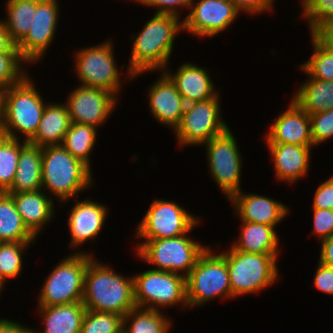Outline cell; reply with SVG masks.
Instances as JSON below:
<instances>
[{
	"mask_svg": "<svg viewBox=\"0 0 333 333\" xmlns=\"http://www.w3.org/2000/svg\"><path fill=\"white\" fill-rule=\"evenodd\" d=\"M193 0H139V4L157 8L156 14H170L179 16V8H191Z\"/></svg>",
	"mask_w": 333,
	"mask_h": 333,
	"instance_id": "cell-41",
	"label": "cell"
},
{
	"mask_svg": "<svg viewBox=\"0 0 333 333\" xmlns=\"http://www.w3.org/2000/svg\"><path fill=\"white\" fill-rule=\"evenodd\" d=\"M302 1V6L308 1V0H301Z\"/></svg>",
	"mask_w": 333,
	"mask_h": 333,
	"instance_id": "cell-51",
	"label": "cell"
},
{
	"mask_svg": "<svg viewBox=\"0 0 333 333\" xmlns=\"http://www.w3.org/2000/svg\"><path fill=\"white\" fill-rule=\"evenodd\" d=\"M68 256L64 257L46 278L37 300L38 306H57L82 301L86 268L93 256L84 251Z\"/></svg>",
	"mask_w": 333,
	"mask_h": 333,
	"instance_id": "cell-7",
	"label": "cell"
},
{
	"mask_svg": "<svg viewBox=\"0 0 333 333\" xmlns=\"http://www.w3.org/2000/svg\"><path fill=\"white\" fill-rule=\"evenodd\" d=\"M17 170L6 193L33 192L42 189V148L23 141Z\"/></svg>",
	"mask_w": 333,
	"mask_h": 333,
	"instance_id": "cell-24",
	"label": "cell"
},
{
	"mask_svg": "<svg viewBox=\"0 0 333 333\" xmlns=\"http://www.w3.org/2000/svg\"><path fill=\"white\" fill-rule=\"evenodd\" d=\"M133 280L136 307L155 311L179 303L188 307L186 278L182 275L150 269L134 275Z\"/></svg>",
	"mask_w": 333,
	"mask_h": 333,
	"instance_id": "cell-9",
	"label": "cell"
},
{
	"mask_svg": "<svg viewBox=\"0 0 333 333\" xmlns=\"http://www.w3.org/2000/svg\"><path fill=\"white\" fill-rule=\"evenodd\" d=\"M198 218L178 204L156 199L138 224V238L145 240L174 238L189 234L197 226Z\"/></svg>",
	"mask_w": 333,
	"mask_h": 333,
	"instance_id": "cell-13",
	"label": "cell"
},
{
	"mask_svg": "<svg viewBox=\"0 0 333 333\" xmlns=\"http://www.w3.org/2000/svg\"><path fill=\"white\" fill-rule=\"evenodd\" d=\"M171 324L161 311L135 307L123 317L122 330L124 333H169Z\"/></svg>",
	"mask_w": 333,
	"mask_h": 333,
	"instance_id": "cell-31",
	"label": "cell"
},
{
	"mask_svg": "<svg viewBox=\"0 0 333 333\" xmlns=\"http://www.w3.org/2000/svg\"><path fill=\"white\" fill-rule=\"evenodd\" d=\"M219 94L211 99L185 105L180 124L174 131L178 144L203 145L229 127L220 117Z\"/></svg>",
	"mask_w": 333,
	"mask_h": 333,
	"instance_id": "cell-10",
	"label": "cell"
},
{
	"mask_svg": "<svg viewBox=\"0 0 333 333\" xmlns=\"http://www.w3.org/2000/svg\"><path fill=\"white\" fill-rule=\"evenodd\" d=\"M112 44L107 40L90 48L79 49L75 57V71L81 85L103 88L117 96L121 81Z\"/></svg>",
	"mask_w": 333,
	"mask_h": 333,
	"instance_id": "cell-11",
	"label": "cell"
},
{
	"mask_svg": "<svg viewBox=\"0 0 333 333\" xmlns=\"http://www.w3.org/2000/svg\"><path fill=\"white\" fill-rule=\"evenodd\" d=\"M96 127L71 123L62 146L76 159L90 168V153L96 141Z\"/></svg>",
	"mask_w": 333,
	"mask_h": 333,
	"instance_id": "cell-32",
	"label": "cell"
},
{
	"mask_svg": "<svg viewBox=\"0 0 333 333\" xmlns=\"http://www.w3.org/2000/svg\"><path fill=\"white\" fill-rule=\"evenodd\" d=\"M313 199V209L333 210V176L318 186Z\"/></svg>",
	"mask_w": 333,
	"mask_h": 333,
	"instance_id": "cell-42",
	"label": "cell"
},
{
	"mask_svg": "<svg viewBox=\"0 0 333 333\" xmlns=\"http://www.w3.org/2000/svg\"><path fill=\"white\" fill-rule=\"evenodd\" d=\"M0 333H32V328L30 329L18 322L0 318Z\"/></svg>",
	"mask_w": 333,
	"mask_h": 333,
	"instance_id": "cell-48",
	"label": "cell"
},
{
	"mask_svg": "<svg viewBox=\"0 0 333 333\" xmlns=\"http://www.w3.org/2000/svg\"><path fill=\"white\" fill-rule=\"evenodd\" d=\"M136 247L137 256L156 265L154 270L169 271L185 278L207 248L189 238L187 234L174 238L145 240Z\"/></svg>",
	"mask_w": 333,
	"mask_h": 333,
	"instance_id": "cell-8",
	"label": "cell"
},
{
	"mask_svg": "<svg viewBox=\"0 0 333 333\" xmlns=\"http://www.w3.org/2000/svg\"><path fill=\"white\" fill-rule=\"evenodd\" d=\"M93 258L86 268L82 302L87 310L125 316L136 307L133 277L126 278Z\"/></svg>",
	"mask_w": 333,
	"mask_h": 333,
	"instance_id": "cell-2",
	"label": "cell"
},
{
	"mask_svg": "<svg viewBox=\"0 0 333 333\" xmlns=\"http://www.w3.org/2000/svg\"><path fill=\"white\" fill-rule=\"evenodd\" d=\"M288 109L276 118L266 135V143L313 146L309 114L293 100Z\"/></svg>",
	"mask_w": 333,
	"mask_h": 333,
	"instance_id": "cell-17",
	"label": "cell"
},
{
	"mask_svg": "<svg viewBox=\"0 0 333 333\" xmlns=\"http://www.w3.org/2000/svg\"><path fill=\"white\" fill-rule=\"evenodd\" d=\"M91 168L73 157L62 145L42 147V189L68 201L93 184Z\"/></svg>",
	"mask_w": 333,
	"mask_h": 333,
	"instance_id": "cell-3",
	"label": "cell"
},
{
	"mask_svg": "<svg viewBox=\"0 0 333 333\" xmlns=\"http://www.w3.org/2000/svg\"><path fill=\"white\" fill-rule=\"evenodd\" d=\"M4 135L3 131V103L0 95V137Z\"/></svg>",
	"mask_w": 333,
	"mask_h": 333,
	"instance_id": "cell-49",
	"label": "cell"
},
{
	"mask_svg": "<svg viewBox=\"0 0 333 333\" xmlns=\"http://www.w3.org/2000/svg\"><path fill=\"white\" fill-rule=\"evenodd\" d=\"M3 103L4 136L29 142L36 134L46 103L27 75L21 82L0 93Z\"/></svg>",
	"mask_w": 333,
	"mask_h": 333,
	"instance_id": "cell-4",
	"label": "cell"
},
{
	"mask_svg": "<svg viewBox=\"0 0 333 333\" xmlns=\"http://www.w3.org/2000/svg\"><path fill=\"white\" fill-rule=\"evenodd\" d=\"M302 7L311 31L319 23L333 20V0H308Z\"/></svg>",
	"mask_w": 333,
	"mask_h": 333,
	"instance_id": "cell-38",
	"label": "cell"
},
{
	"mask_svg": "<svg viewBox=\"0 0 333 333\" xmlns=\"http://www.w3.org/2000/svg\"><path fill=\"white\" fill-rule=\"evenodd\" d=\"M210 174L223 194L230 199L241 191L242 159L230 128L204 143Z\"/></svg>",
	"mask_w": 333,
	"mask_h": 333,
	"instance_id": "cell-12",
	"label": "cell"
},
{
	"mask_svg": "<svg viewBox=\"0 0 333 333\" xmlns=\"http://www.w3.org/2000/svg\"><path fill=\"white\" fill-rule=\"evenodd\" d=\"M20 151L19 139L0 137V192H7L13 184Z\"/></svg>",
	"mask_w": 333,
	"mask_h": 333,
	"instance_id": "cell-33",
	"label": "cell"
},
{
	"mask_svg": "<svg viewBox=\"0 0 333 333\" xmlns=\"http://www.w3.org/2000/svg\"><path fill=\"white\" fill-rule=\"evenodd\" d=\"M181 30H184V25L179 17L155 13L133 40L127 71L129 78L146 71H164L172 54L174 37Z\"/></svg>",
	"mask_w": 333,
	"mask_h": 333,
	"instance_id": "cell-1",
	"label": "cell"
},
{
	"mask_svg": "<svg viewBox=\"0 0 333 333\" xmlns=\"http://www.w3.org/2000/svg\"><path fill=\"white\" fill-rule=\"evenodd\" d=\"M232 298L252 294L271 286L279 277L278 255L245 253L235 250L224 252Z\"/></svg>",
	"mask_w": 333,
	"mask_h": 333,
	"instance_id": "cell-6",
	"label": "cell"
},
{
	"mask_svg": "<svg viewBox=\"0 0 333 333\" xmlns=\"http://www.w3.org/2000/svg\"><path fill=\"white\" fill-rule=\"evenodd\" d=\"M58 4L57 0H37L31 28L16 46L26 63L38 62L52 43L57 30Z\"/></svg>",
	"mask_w": 333,
	"mask_h": 333,
	"instance_id": "cell-16",
	"label": "cell"
},
{
	"mask_svg": "<svg viewBox=\"0 0 333 333\" xmlns=\"http://www.w3.org/2000/svg\"><path fill=\"white\" fill-rule=\"evenodd\" d=\"M123 316L112 312L86 310L80 333H120Z\"/></svg>",
	"mask_w": 333,
	"mask_h": 333,
	"instance_id": "cell-35",
	"label": "cell"
},
{
	"mask_svg": "<svg viewBox=\"0 0 333 333\" xmlns=\"http://www.w3.org/2000/svg\"><path fill=\"white\" fill-rule=\"evenodd\" d=\"M74 204L69 213L68 228L71 236L70 247H77L90 239H95L102 229L107 216L105 205L90 199Z\"/></svg>",
	"mask_w": 333,
	"mask_h": 333,
	"instance_id": "cell-20",
	"label": "cell"
},
{
	"mask_svg": "<svg viewBox=\"0 0 333 333\" xmlns=\"http://www.w3.org/2000/svg\"><path fill=\"white\" fill-rule=\"evenodd\" d=\"M206 71L193 63L182 64L175 72L176 74L173 75L167 68L164 70L176 85L177 91L183 97L185 104L208 100L219 94L214 89V83Z\"/></svg>",
	"mask_w": 333,
	"mask_h": 333,
	"instance_id": "cell-21",
	"label": "cell"
},
{
	"mask_svg": "<svg viewBox=\"0 0 333 333\" xmlns=\"http://www.w3.org/2000/svg\"><path fill=\"white\" fill-rule=\"evenodd\" d=\"M70 124L66 104L46 103L38 130L29 143L41 148L62 145Z\"/></svg>",
	"mask_w": 333,
	"mask_h": 333,
	"instance_id": "cell-25",
	"label": "cell"
},
{
	"mask_svg": "<svg viewBox=\"0 0 333 333\" xmlns=\"http://www.w3.org/2000/svg\"><path fill=\"white\" fill-rule=\"evenodd\" d=\"M306 81L292 100L309 115L333 109V81L316 78Z\"/></svg>",
	"mask_w": 333,
	"mask_h": 333,
	"instance_id": "cell-28",
	"label": "cell"
},
{
	"mask_svg": "<svg viewBox=\"0 0 333 333\" xmlns=\"http://www.w3.org/2000/svg\"><path fill=\"white\" fill-rule=\"evenodd\" d=\"M267 146L274 161V172L278 180L292 184L306 176L309 170L310 149L313 146L278 143H267Z\"/></svg>",
	"mask_w": 333,
	"mask_h": 333,
	"instance_id": "cell-22",
	"label": "cell"
},
{
	"mask_svg": "<svg viewBox=\"0 0 333 333\" xmlns=\"http://www.w3.org/2000/svg\"><path fill=\"white\" fill-rule=\"evenodd\" d=\"M32 242H0V279L16 278L22 270V254Z\"/></svg>",
	"mask_w": 333,
	"mask_h": 333,
	"instance_id": "cell-34",
	"label": "cell"
},
{
	"mask_svg": "<svg viewBox=\"0 0 333 333\" xmlns=\"http://www.w3.org/2000/svg\"><path fill=\"white\" fill-rule=\"evenodd\" d=\"M241 12L249 14L262 13L271 10L275 0H231Z\"/></svg>",
	"mask_w": 333,
	"mask_h": 333,
	"instance_id": "cell-45",
	"label": "cell"
},
{
	"mask_svg": "<svg viewBox=\"0 0 333 333\" xmlns=\"http://www.w3.org/2000/svg\"><path fill=\"white\" fill-rule=\"evenodd\" d=\"M43 319V333H80L86 308L82 301L57 306H38ZM32 333H37L33 331ZM38 333H41L38 332Z\"/></svg>",
	"mask_w": 333,
	"mask_h": 333,
	"instance_id": "cell-26",
	"label": "cell"
},
{
	"mask_svg": "<svg viewBox=\"0 0 333 333\" xmlns=\"http://www.w3.org/2000/svg\"><path fill=\"white\" fill-rule=\"evenodd\" d=\"M37 0H8L6 12L8 20H1L13 43L17 46L28 34Z\"/></svg>",
	"mask_w": 333,
	"mask_h": 333,
	"instance_id": "cell-30",
	"label": "cell"
},
{
	"mask_svg": "<svg viewBox=\"0 0 333 333\" xmlns=\"http://www.w3.org/2000/svg\"><path fill=\"white\" fill-rule=\"evenodd\" d=\"M116 95L97 87L79 86L66 102L71 123L98 127L110 116L116 105Z\"/></svg>",
	"mask_w": 333,
	"mask_h": 333,
	"instance_id": "cell-15",
	"label": "cell"
},
{
	"mask_svg": "<svg viewBox=\"0 0 333 333\" xmlns=\"http://www.w3.org/2000/svg\"><path fill=\"white\" fill-rule=\"evenodd\" d=\"M0 54H20L0 19Z\"/></svg>",
	"mask_w": 333,
	"mask_h": 333,
	"instance_id": "cell-46",
	"label": "cell"
},
{
	"mask_svg": "<svg viewBox=\"0 0 333 333\" xmlns=\"http://www.w3.org/2000/svg\"><path fill=\"white\" fill-rule=\"evenodd\" d=\"M314 287L317 290L333 295V268L318 263L314 276Z\"/></svg>",
	"mask_w": 333,
	"mask_h": 333,
	"instance_id": "cell-44",
	"label": "cell"
},
{
	"mask_svg": "<svg viewBox=\"0 0 333 333\" xmlns=\"http://www.w3.org/2000/svg\"><path fill=\"white\" fill-rule=\"evenodd\" d=\"M148 96L154 118L175 130L180 124L186 104L176 85L164 71L149 88Z\"/></svg>",
	"mask_w": 333,
	"mask_h": 333,
	"instance_id": "cell-18",
	"label": "cell"
},
{
	"mask_svg": "<svg viewBox=\"0 0 333 333\" xmlns=\"http://www.w3.org/2000/svg\"><path fill=\"white\" fill-rule=\"evenodd\" d=\"M213 252L207 247L186 277V299L189 308L205 304L216 297L232 298L225 254Z\"/></svg>",
	"mask_w": 333,
	"mask_h": 333,
	"instance_id": "cell-5",
	"label": "cell"
},
{
	"mask_svg": "<svg viewBox=\"0 0 333 333\" xmlns=\"http://www.w3.org/2000/svg\"><path fill=\"white\" fill-rule=\"evenodd\" d=\"M240 220L250 223L271 225L274 228L288 214V207L283 203L258 194H244L242 190L230 199Z\"/></svg>",
	"mask_w": 333,
	"mask_h": 333,
	"instance_id": "cell-19",
	"label": "cell"
},
{
	"mask_svg": "<svg viewBox=\"0 0 333 333\" xmlns=\"http://www.w3.org/2000/svg\"><path fill=\"white\" fill-rule=\"evenodd\" d=\"M313 146L333 137V109L309 115Z\"/></svg>",
	"mask_w": 333,
	"mask_h": 333,
	"instance_id": "cell-39",
	"label": "cell"
},
{
	"mask_svg": "<svg viewBox=\"0 0 333 333\" xmlns=\"http://www.w3.org/2000/svg\"><path fill=\"white\" fill-rule=\"evenodd\" d=\"M25 62L20 54H0V93L28 75L22 70L21 63Z\"/></svg>",
	"mask_w": 333,
	"mask_h": 333,
	"instance_id": "cell-37",
	"label": "cell"
},
{
	"mask_svg": "<svg viewBox=\"0 0 333 333\" xmlns=\"http://www.w3.org/2000/svg\"><path fill=\"white\" fill-rule=\"evenodd\" d=\"M238 242L232 247L245 253L278 255L279 238L271 225L242 221Z\"/></svg>",
	"mask_w": 333,
	"mask_h": 333,
	"instance_id": "cell-27",
	"label": "cell"
},
{
	"mask_svg": "<svg viewBox=\"0 0 333 333\" xmlns=\"http://www.w3.org/2000/svg\"><path fill=\"white\" fill-rule=\"evenodd\" d=\"M313 231L321 241L333 236V210L314 209Z\"/></svg>",
	"mask_w": 333,
	"mask_h": 333,
	"instance_id": "cell-40",
	"label": "cell"
},
{
	"mask_svg": "<svg viewBox=\"0 0 333 333\" xmlns=\"http://www.w3.org/2000/svg\"><path fill=\"white\" fill-rule=\"evenodd\" d=\"M310 33L320 46L333 53V20L319 23Z\"/></svg>",
	"mask_w": 333,
	"mask_h": 333,
	"instance_id": "cell-43",
	"label": "cell"
},
{
	"mask_svg": "<svg viewBox=\"0 0 333 333\" xmlns=\"http://www.w3.org/2000/svg\"><path fill=\"white\" fill-rule=\"evenodd\" d=\"M320 263L333 268V236L321 241Z\"/></svg>",
	"mask_w": 333,
	"mask_h": 333,
	"instance_id": "cell-47",
	"label": "cell"
},
{
	"mask_svg": "<svg viewBox=\"0 0 333 333\" xmlns=\"http://www.w3.org/2000/svg\"><path fill=\"white\" fill-rule=\"evenodd\" d=\"M313 54L301 64V69L311 78L333 81V53L320 46L313 38Z\"/></svg>",
	"mask_w": 333,
	"mask_h": 333,
	"instance_id": "cell-36",
	"label": "cell"
},
{
	"mask_svg": "<svg viewBox=\"0 0 333 333\" xmlns=\"http://www.w3.org/2000/svg\"><path fill=\"white\" fill-rule=\"evenodd\" d=\"M3 287H4V283H3L2 280L0 279V292H1V290L3 291Z\"/></svg>",
	"mask_w": 333,
	"mask_h": 333,
	"instance_id": "cell-50",
	"label": "cell"
},
{
	"mask_svg": "<svg viewBox=\"0 0 333 333\" xmlns=\"http://www.w3.org/2000/svg\"><path fill=\"white\" fill-rule=\"evenodd\" d=\"M198 1L196 4L193 0L191 11L183 20V31L199 37H213L219 34L240 14L231 0Z\"/></svg>",
	"mask_w": 333,
	"mask_h": 333,
	"instance_id": "cell-14",
	"label": "cell"
},
{
	"mask_svg": "<svg viewBox=\"0 0 333 333\" xmlns=\"http://www.w3.org/2000/svg\"><path fill=\"white\" fill-rule=\"evenodd\" d=\"M44 192L40 189L33 192L8 193L13 198L24 224L36 238L45 227V223L51 221L55 211L53 198L48 197L45 190Z\"/></svg>",
	"mask_w": 333,
	"mask_h": 333,
	"instance_id": "cell-23",
	"label": "cell"
},
{
	"mask_svg": "<svg viewBox=\"0 0 333 333\" xmlns=\"http://www.w3.org/2000/svg\"><path fill=\"white\" fill-rule=\"evenodd\" d=\"M37 238L24 224L13 198L0 192V242H35Z\"/></svg>",
	"mask_w": 333,
	"mask_h": 333,
	"instance_id": "cell-29",
	"label": "cell"
}]
</instances>
